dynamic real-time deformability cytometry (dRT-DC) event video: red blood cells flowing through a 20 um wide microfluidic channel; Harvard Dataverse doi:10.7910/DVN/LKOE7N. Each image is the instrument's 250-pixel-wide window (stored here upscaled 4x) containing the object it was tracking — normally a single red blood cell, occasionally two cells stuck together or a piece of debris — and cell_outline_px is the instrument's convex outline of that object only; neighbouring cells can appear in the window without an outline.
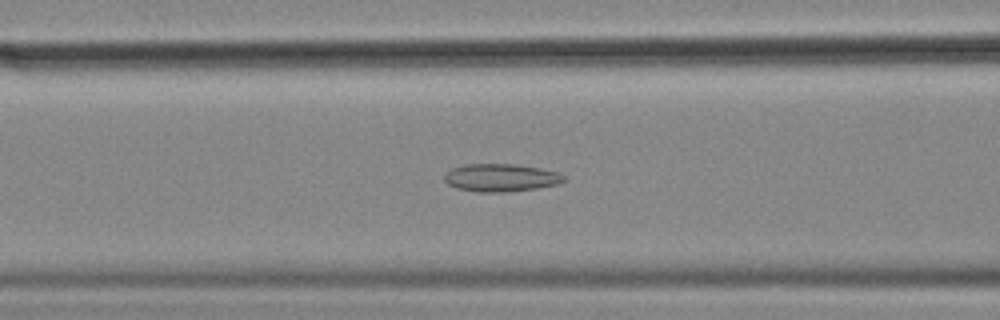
{"species": "common noctule bat (a hibernating species)", "species_latin": "Nyctalus noctula", "temperature_condition": "cold", "stored_images_in_passage": 55, "camera_frame_rate_fps": 3000, "um_per_image_px": 0.085, "animal": {"sex": "female", "body_mass_g": 18.4}, "frame": {"image": 1, "passage_image": 21, "time_ms": 6.667, "image_size_px": [1000, 320], "cell_outline_px": [[568, 180], [556, 184], [536, 188], [504, 192], [476, 192], [456, 188], [448, 184], [444, 180], [444, 172], [452, 168], [464, 164], [516, 164], [540, 168], [560, 172], [568, 176]], "centroid_in_image_um": [42.59, 15.1], "position_along_channel_um": 124.0, "area_um2": 19.65}}
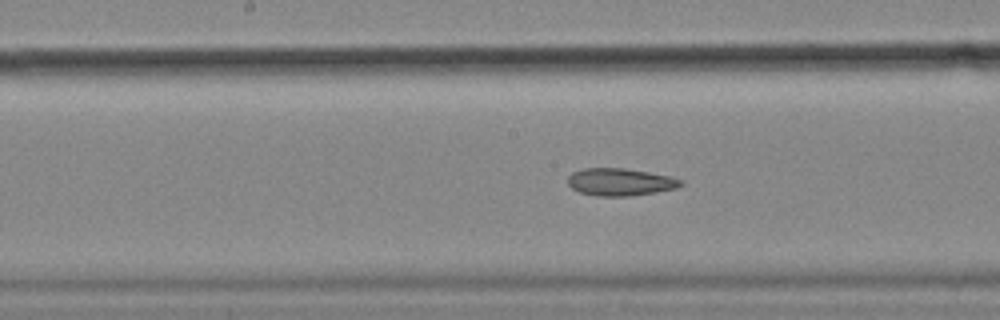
{"frame": {"image": 2, "passage_image": 27, "time_ms": 8.667, "image_size_px": [1000, 320], "cell_outline_px": [[684, 184], [676, 188], [656, 192], [628, 196], [596, 196], [580, 192], [572, 188], [568, 184], [568, 176], [572, 172], [584, 168], [624, 168], [672, 176], [684, 180]], "centroid_in_image_um": [52.74, 15.46], "position_along_channel_um": 195.5, "area_um2": 18.15}}
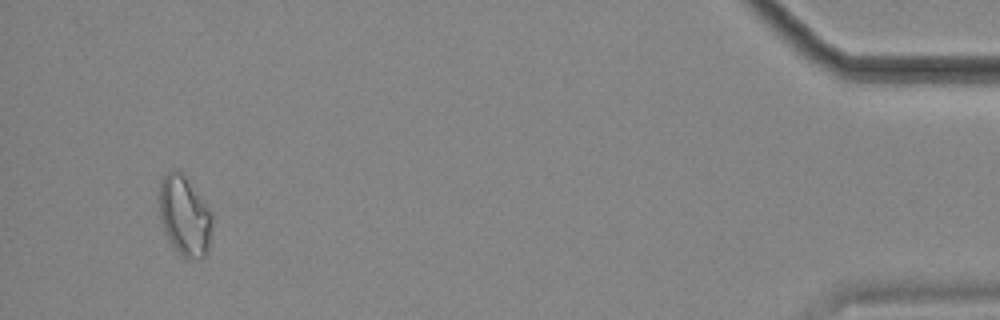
{"frame": {"image": 3, "passage_image": 52, "time_ms": 17.0, "image_size_px": [1000, 320], "cell_outline_px": [[212, 224], [208, 252], [200, 260], [196, 260], [184, 256], [168, 240], [164, 232], [160, 220], [156, 200], [160, 180], [172, 168], [184, 172], [212, 212]], "centroid_in_image_um": [15.65, 18.28], "position_along_channel_um": 419.5, "area_um2": 25.49}, "authors_computed_cell_mechanics": {"area_um2": 20.5768, "velocity_mm_per_s": 3.5822, "shape_relaxation_time_tau1_ms": null, "shape_relaxation_time_tau2_ms": 3.6345, "deformation_change_tau1": null, "deformation_change_tau2": 0.1115}}